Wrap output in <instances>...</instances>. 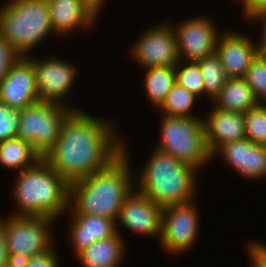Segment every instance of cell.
<instances>
[{
  "label": "cell",
  "mask_w": 266,
  "mask_h": 267,
  "mask_svg": "<svg viewBox=\"0 0 266 267\" xmlns=\"http://www.w3.org/2000/svg\"><path fill=\"white\" fill-rule=\"evenodd\" d=\"M204 79V94L213 101L228 80L219 56L215 53L196 62Z\"/></svg>",
  "instance_id": "cell-24"
},
{
  "label": "cell",
  "mask_w": 266,
  "mask_h": 267,
  "mask_svg": "<svg viewBox=\"0 0 266 267\" xmlns=\"http://www.w3.org/2000/svg\"><path fill=\"white\" fill-rule=\"evenodd\" d=\"M174 26L179 60L197 62L215 53L219 31L214 21L201 16ZM185 59V60H183Z\"/></svg>",
  "instance_id": "cell-12"
},
{
  "label": "cell",
  "mask_w": 266,
  "mask_h": 267,
  "mask_svg": "<svg viewBox=\"0 0 266 267\" xmlns=\"http://www.w3.org/2000/svg\"><path fill=\"white\" fill-rule=\"evenodd\" d=\"M41 158L32 144L21 138L15 137L0 142V165L5 168L22 171Z\"/></svg>",
  "instance_id": "cell-22"
},
{
  "label": "cell",
  "mask_w": 266,
  "mask_h": 267,
  "mask_svg": "<svg viewBox=\"0 0 266 267\" xmlns=\"http://www.w3.org/2000/svg\"><path fill=\"white\" fill-rule=\"evenodd\" d=\"M243 78L250 86L256 101L266 104V60L257 54Z\"/></svg>",
  "instance_id": "cell-28"
},
{
  "label": "cell",
  "mask_w": 266,
  "mask_h": 267,
  "mask_svg": "<svg viewBox=\"0 0 266 267\" xmlns=\"http://www.w3.org/2000/svg\"><path fill=\"white\" fill-rule=\"evenodd\" d=\"M247 247L251 257V267H266V244L250 242Z\"/></svg>",
  "instance_id": "cell-33"
},
{
  "label": "cell",
  "mask_w": 266,
  "mask_h": 267,
  "mask_svg": "<svg viewBox=\"0 0 266 267\" xmlns=\"http://www.w3.org/2000/svg\"><path fill=\"white\" fill-rule=\"evenodd\" d=\"M126 150L123 145V152L107 167L70 183L67 212L97 215L117 221L125 198L136 188Z\"/></svg>",
  "instance_id": "cell-2"
},
{
  "label": "cell",
  "mask_w": 266,
  "mask_h": 267,
  "mask_svg": "<svg viewBox=\"0 0 266 267\" xmlns=\"http://www.w3.org/2000/svg\"><path fill=\"white\" fill-rule=\"evenodd\" d=\"M145 71V92L151 104L159 108L176 83L174 66L149 67Z\"/></svg>",
  "instance_id": "cell-23"
},
{
  "label": "cell",
  "mask_w": 266,
  "mask_h": 267,
  "mask_svg": "<svg viewBox=\"0 0 266 267\" xmlns=\"http://www.w3.org/2000/svg\"><path fill=\"white\" fill-rule=\"evenodd\" d=\"M29 258L27 255H8L7 267H27Z\"/></svg>",
  "instance_id": "cell-36"
},
{
  "label": "cell",
  "mask_w": 266,
  "mask_h": 267,
  "mask_svg": "<svg viewBox=\"0 0 266 267\" xmlns=\"http://www.w3.org/2000/svg\"><path fill=\"white\" fill-rule=\"evenodd\" d=\"M39 101L33 57H19L0 82V102L21 110Z\"/></svg>",
  "instance_id": "cell-13"
},
{
  "label": "cell",
  "mask_w": 266,
  "mask_h": 267,
  "mask_svg": "<svg viewBox=\"0 0 266 267\" xmlns=\"http://www.w3.org/2000/svg\"><path fill=\"white\" fill-rule=\"evenodd\" d=\"M49 33L54 31L47 0H8L1 6L0 35L19 57H27Z\"/></svg>",
  "instance_id": "cell-5"
},
{
  "label": "cell",
  "mask_w": 266,
  "mask_h": 267,
  "mask_svg": "<svg viewBox=\"0 0 266 267\" xmlns=\"http://www.w3.org/2000/svg\"><path fill=\"white\" fill-rule=\"evenodd\" d=\"M203 120L205 142L209 153L221 145L246 138L244 113L222 111L214 107Z\"/></svg>",
  "instance_id": "cell-17"
},
{
  "label": "cell",
  "mask_w": 266,
  "mask_h": 267,
  "mask_svg": "<svg viewBox=\"0 0 266 267\" xmlns=\"http://www.w3.org/2000/svg\"><path fill=\"white\" fill-rule=\"evenodd\" d=\"M110 122L85 110H72L60 127L57 142L43 158L69 184L91 176L123 152L124 142Z\"/></svg>",
  "instance_id": "cell-1"
},
{
  "label": "cell",
  "mask_w": 266,
  "mask_h": 267,
  "mask_svg": "<svg viewBox=\"0 0 266 267\" xmlns=\"http://www.w3.org/2000/svg\"><path fill=\"white\" fill-rule=\"evenodd\" d=\"M252 21H260L262 23V36L260 41L258 44H257V54L266 60V18H258V19H253Z\"/></svg>",
  "instance_id": "cell-35"
},
{
  "label": "cell",
  "mask_w": 266,
  "mask_h": 267,
  "mask_svg": "<svg viewBox=\"0 0 266 267\" xmlns=\"http://www.w3.org/2000/svg\"><path fill=\"white\" fill-rule=\"evenodd\" d=\"M162 207L150 200L141 191L135 188L125 198L116 223L120 222L123 228L131 232L141 233L147 236H161Z\"/></svg>",
  "instance_id": "cell-14"
},
{
  "label": "cell",
  "mask_w": 266,
  "mask_h": 267,
  "mask_svg": "<svg viewBox=\"0 0 266 267\" xmlns=\"http://www.w3.org/2000/svg\"><path fill=\"white\" fill-rule=\"evenodd\" d=\"M56 251L54 246H52L49 250L31 256L27 267H60Z\"/></svg>",
  "instance_id": "cell-31"
},
{
  "label": "cell",
  "mask_w": 266,
  "mask_h": 267,
  "mask_svg": "<svg viewBox=\"0 0 266 267\" xmlns=\"http://www.w3.org/2000/svg\"><path fill=\"white\" fill-rule=\"evenodd\" d=\"M214 107L222 111L245 113L258 102L246 80L242 78H228L220 93L212 101Z\"/></svg>",
  "instance_id": "cell-21"
},
{
  "label": "cell",
  "mask_w": 266,
  "mask_h": 267,
  "mask_svg": "<svg viewBox=\"0 0 266 267\" xmlns=\"http://www.w3.org/2000/svg\"><path fill=\"white\" fill-rule=\"evenodd\" d=\"M4 220V221H3ZM1 219L6 233L9 255L29 257L49 250L53 246L51 225L53 218L47 216L13 215Z\"/></svg>",
  "instance_id": "cell-8"
},
{
  "label": "cell",
  "mask_w": 266,
  "mask_h": 267,
  "mask_svg": "<svg viewBox=\"0 0 266 267\" xmlns=\"http://www.w3.org/2000/svg\"><path fill=\"white\" fill-rule=\"evenodd\" d=\"M116 231L111 237L93 243L76 255L82 267L120 266L126 249L119 229Z\"/></svg>",
  "instance_id": "cell-20"
},
{
  "label": "cell",
  "mask_w": 266,
  "mask_h": 267,
  "mask_svg": "<svg viewBox=\"0 0 266 267\" xmlns=\"http://www.w3.org/2000/svg\"><path fill=\"white\" fill-rule=\"evenodd\" d=\"M217 153L227 165H231L244 178L252 179V181L263 179V145L255 144L245 138L221 145L211 157L218 156Z\"/></svg>",
  "instance_id": "cell-16"
},
{
  "label": "cell",
  "mask_w": 266,
  "mask_h": 267,
  "mask_svg": "<svg viewBox=\"0 0 266 267\" xmlns=\"http://www.w3.org/2000/svg\"><path fill=\"white\" fill-rule=\"evenodd\" d=\"M195 201L163 207L159 243L168 253L189 250L198 238L199 215Z\"/></svg>",
  "instance_id": "cell-9"
},
{
  "label": "cell",
  "mask_w": 266,
  "mask_h": 267,
  "mask_svg": "<svg viewBox=\"0 0 266 267\" xmlns=\"http://www.w3.org/2000/svg\"><path fill=\"white\" fill-rule=\"evenodd\" d=\"M72 111L68 106L39 101L20 110L17 137L32 144L43 157L57 142L60 127Z\"/></svg>",
  "instance_id": "cell-7"
},
{
  "label": "cell",
  "mask_w": 266,
  "mask_h": 267,
  "mask_svg": "<svg viewBox=\"0 0 266 267\" xmlns=\"http://www.w3.org/2000/svg\"><path fill=\"white\" fill-rule=\"evenodd\" d=\"M50 58L38 60L33 58L37 94L40 101L53 102L70 106L72 110H80L67 105L64 98L73 89L77 69L72 64L52 55Z\"/></svg>",
  "instance_id": "cell-11"
},
{
  "label": "cell",
  "mask_w": 266,
  "mask_h": 267,
  "mask_svg": "<svg viewBox=\"0 0 266 267\" xmlns=\"http://www.w3.org/2000/svg\"><path fill=\"white\" fill-rule=\"evenodd\" d=\"M70 243L77 255L93 243L109 238L116 231V222L106 218L90 214H71Z\"/></svg>",
  "instance_id": "cell-18"
},
{
  "label": "cell",
  "mask_w": 266,
  "mask_h": 267,
  "mask_svg": "<svg viewBox=\"0 0 266 267\" xmlns=\"http://www.w3.org/2000/svg\"><path fill=\"white\" fill-rule=\"evenodd\" d=\"M189 63V64H188ZM182 60L174 66L176 83L197 97L204 95V79L196 62H188L184 66Z\"/></svg>",
  "instance_id": "cell-26"
},
{
  "label": "cell",
  "mask_w": 266,
  "mask_h": 267,
  "mask_svg": "<svg viewBox=\"0 0 266 267\" xmlns=\"http://www.w3.org/2000/svg\"><path fill=\"white\" fill-rule=\"evenodd\" d=\"M161 24L148 28L131 47L133 59L144 69L175 66L179 62L173 24Z\"/></svg>",
  "instance_id": "cell-10"
},
{
  "label": "cell",
  "mask_w": 266,
  "mask_h": 267,
  "mask_svg": "<svg viewBox=\"0 0 266 267\" xmlns=\"http://www.w3.org/2000/svg\"><path fill=\"white\" fill-rule=\"evenodd\" d=\"M263 161H264V173L263 178L266 177V144L263 145Z\"/></svg>",
  "instance_id": "cell-38"
},
{
  "label": "cell",
  "mask_w": 266,
  "mask_h": 267,
  "mask_svg": "<svg viewBox=\"0 0 266 267\" xmlns=\"http://www.w3.org/2000/svg\"><path fill=\"white\" fill-rule=\"evenodd\" d=\"M20 110L0 102V142L17 137Z\"/></svg>",
  "instance_id": "cell-29"
},
{
  "label": "cell",
  "mask_w": 266,
  "mask_h": 267,
  "mask_svg": "<svg viewBox=\"0 0 266 267\" xmlns=\"http://www.w3.org/2000/svg\"><path fill=\"white\" fill-rule=\"evenodd\" d=\"M243 4V15L248 20L266 18V0H237Z\"/></svg>",
  "instance_id": "cell-32"
},
{
  "label": "cell",
  "mask_w": 266,
  "mask_h": 267,
  "mask_svg": "<svg viewBox=\"0 0 266 267\" xmlns=\"http://www.w3.org/2000/svg\"><path fill=\"white\" fill-rule=\"evenodd\" d=\"M18 58V54L12 49L6 39L0 35V82Z\"/></svg>",
  "instance_id": "cell-30"
},
{
  "label": "cell",
  "mask_w": 266,
  "mask_h": 267,
  "mask_svg": "<svg viewBox=\"0 0 266 267\" xmlns=\"http://www.w3.org/2000/svg\"><path fill=\"white\" fill-rule=\"evenodd\" d=\"M197 98L190 91L175 83L158 109L164 112L162 114L169 116L195 117L191 109Z\"/></svg>",
  "instance_id": "cell-25"
},
{
  "label": "cell",
  "mask_w": 266,
  "mask_h": 267,
  "mask_svg": "<svg viewBox=\"0 0 266 267\" xmlns=\"http://www.w3.org/2000/svg\"><path fill=\"white\" fill-rule=\"evenodd\" d=\"M222 35V36H221ZM246 34L230 31L221 33L216 43V54L228 78L245 76L251 62L257 55V44Z\"/></svg>",
  "instance_id": "cell-15"
},
{
  "label": "cell",
  "mask_w": 266,
  "mask_h": 267,
  "mask_svg": "<svg viewBox=\"0 0 266 267\" xmlns=\"http://www.w3.org/2000/svg\"><path fill=\"white\" fill-rule=\"evenodd\" d=\"M50 7L51 25L56 36L75 29L90 28L97 18L81 0H47ZM94 22V23H93Z\"/></svg>",
  "instance_id": "cell-19"
},
{
  "label": "cell",
  "mask_w": 266,
  "mask_h": 267,
  "mask_svg": "<svg viewBox=\"0 0 266 267\" xmlns=\"http://www.w3.org/2000/svg\"><path fill=\"white\" fill-rule=\"evenodd\" d=\"M142 169L137 177V189L162 208L196 199L197 169L194 167L155 148Z\"/></svg>",
  "instance_id": "cell-4"
},
{
  "label": "cell",
  "mask_w": 266,
  "mask_h": 267,
  "mask_svg": "<svg viewBox=\"0 0 266 267\" xmlns=\"http://www.w3.org/2000/svg\"><path fill=\"white\" fill-rule=\"evenodd\" d=\"M246 138L258 145L266 144V104L258 103L244 113Z\"/></svg>",
  "instance_id": "cell-27"
},
{
  "label": "cell",
  "mask_w": 266,
  "mask_h": 267,
  "mask_svg": "<svg viewBox=\"0 0 266 267\" xmlns=\"http://www.w3.org/2000/svg\"><path fill=\"white\" fill-rule=\"evenodd\" d=\"M83 4L88 8V10L95 16H98V13L102 9L104 0H81ZM99 11V12H98Z\"/></svg>",
  "instance_id": "cell-37"
},
{
  "label": "cell",
  "mask_w": 266,
  "mask_h": 267,
  "mask_svg": "<svg viewBox=\"0 0 266 267\" xmlns=\"http://www.w3.org/2000/svg\"><path fill=\"white\" fill-rule=\"evenodd\" d=\"M18 174L13 197L19 208L13 215L58 219L67 213L70 184L43 157Z\"/></svg>",
  "instance_id": "cell-3"
},
{
  "label": "cell",
  "mask_w": 266,
  "mask_h": 267,
  "mask_svg": "<svg viewBox=\"0 0 266 267\" xmlns=\"http://www.w3.org/2000/svg\"><path fill=\"white\" fill-rule=\"evenodd\" d=\"M162 117L160 139L157 150L170 154L177 160L195 169L211 162L204 134L203 120L198 117L169 116Z\"/></svg>",
  "instance_id": "cell-6"
},
{
  "label": "cell",
  "mask_w": 266,
  "mask_h": 267,
  "mask_svg": "<svg viewBox=\"0 0 266 267\" xmlns=\"http://www.w3.org/2000/svg\"><path fill=\"white\" fill-rule=\"evenodd\" d=\"M8 255L5 228L0 222V267H7Z\"/></svg>",
  "instance_id": "cell-34"
}]
</instances>
